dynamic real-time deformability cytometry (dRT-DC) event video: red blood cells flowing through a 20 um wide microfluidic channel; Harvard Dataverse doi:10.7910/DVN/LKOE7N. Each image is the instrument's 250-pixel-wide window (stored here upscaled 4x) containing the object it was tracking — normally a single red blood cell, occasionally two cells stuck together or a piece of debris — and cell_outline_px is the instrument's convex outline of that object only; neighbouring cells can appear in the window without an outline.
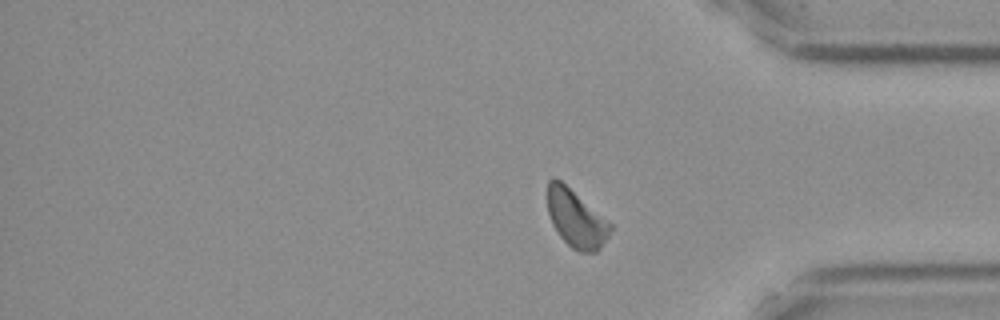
{"species": "Egyptian fruit bat (a non-hibernating species)", "species_latin": "Rousettus aegyptiacus", "temperature_condition": "cold", "stored_images_in_passage": 16, "segment_of_instrument_passage": [2, 2], "camera_frame_rate_fps": 3000, "um_per_image_px": 0.085, "frame": {"image": 1, "passage_image": 16, "time_ms": 5.0, "image_size_px": [1000, 320], "cell_outline_px": [[612, 228], [608, 236], [600, 248], [596, 252], [580, 252], [572, 248], [560, 236], [552, 224], [548, 212], [548, 180], [556, 176], [612, 224]], "centroid_in_image_um": [48.96, 18.57], "position_along_channel_um": 386.2, "area_um2": 20.87}}